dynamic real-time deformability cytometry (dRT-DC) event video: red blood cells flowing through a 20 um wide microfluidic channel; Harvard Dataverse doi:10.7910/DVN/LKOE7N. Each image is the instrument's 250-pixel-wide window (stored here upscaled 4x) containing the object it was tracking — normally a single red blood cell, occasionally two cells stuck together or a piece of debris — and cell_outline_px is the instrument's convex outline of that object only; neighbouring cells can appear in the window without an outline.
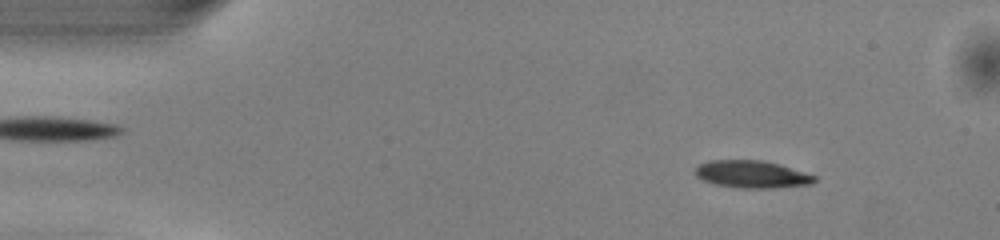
{"species": "common noctule bat (a hibernating species)", "species_latin": "Nyctalus noctula", "temperature_condition": "warm", "stored_images_in_passage": 48, "camera_frame_rate_fps": 3000, "um_per_image_px": 0.085, "animal": {"sex": "male", "body_mass_g": 13.0, "forearm_length_mm": 53.1}, "frame": {"image": 1, "passage_image": 5, "time_ms": 1.333, "image_size_px": [1000, 240], "cell_outline_px": [[816, 180], [812, 184], [772, 188], [740, 188], [716, 184], [704, 180], [696, 176], [692, 172], [696, 164], [708, 160], [764, 160], [780, 164], [816, 176]], "centroid_in_image_um": [63.86, 14.8], "position_along_channel_um": 21.1, "area_um2": 19.25}}
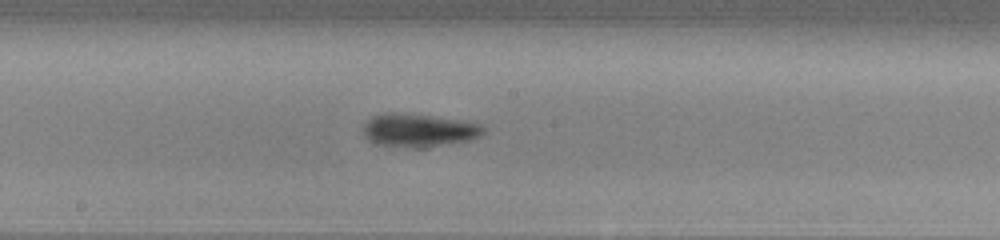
{"frame": {"image": 2, "passage_image": 25, "time_ms": 8.0, "image_size_px": [1000, 240], "cell_outline_px": [[484, 132], [480, 136], [468, 140], [424, 148], [416, 148], [372, 144], [364, 136], [364, 124], [372, 116], [384, 112], [396, 112], [432, 116], [460, 120], [480, 124], [484, 128]], "centroid_in_image_um": [35.54, 11.08], "position_along_channel_um": 212.7, "area_um2": 23.35}}
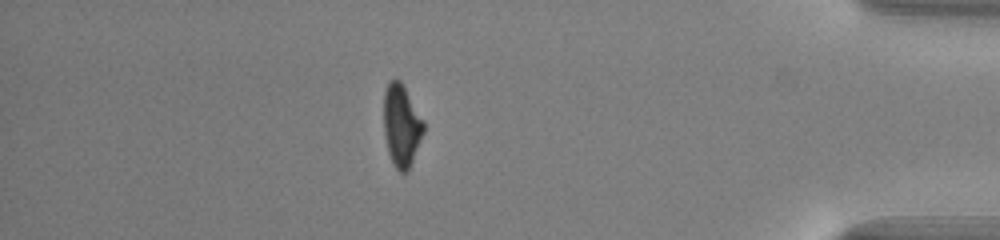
{"frame": {"image": 3, "passage_image": 42, "time_ms": 13.667, "image_size_px": [1000, 240], "cell_outline_px": [[424, 132], [408, 172], [400, 172], [396, 168], [388, 152], [384, 132], [384, 92], [388, 80], [400, 80], [424, 120]], "centroid_in_image_um": [34.13, 10.66], "position_along_channel_um": 401.1, "area_um2": 19.02}, "authors_computed_cell_mechanics": {"area_um2": 20.23, "velocity_mm_per_s": 4.1012, "shape_relaxation_time_tau1_ms": 2.5336, "shape_relaxation_time_tau2_ms": 6.0716, "deformation_change_tau1": 0.1457, "deformation_change_tau2": 0.1624}}